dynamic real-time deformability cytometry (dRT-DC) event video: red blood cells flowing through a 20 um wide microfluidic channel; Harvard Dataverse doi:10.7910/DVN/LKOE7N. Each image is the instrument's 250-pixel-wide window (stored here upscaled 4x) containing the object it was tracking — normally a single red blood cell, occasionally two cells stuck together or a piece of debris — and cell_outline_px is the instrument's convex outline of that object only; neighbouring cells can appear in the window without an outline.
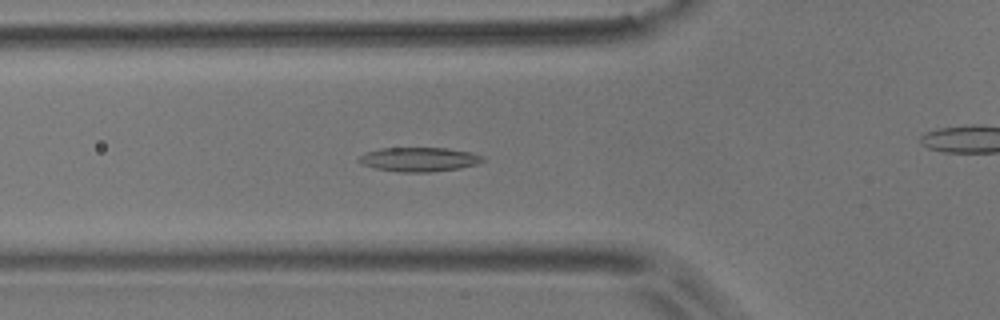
{"species": "common noctule bat (a hibernating species)", "species_latin": "Nyctalus noctula", "temperature_condition": "room temperature", "stored_images_in_passage": 50, "camera_frame_rate_fps": 3000, "um_per_image_px": 0.085, "animal": {"sex": "male", "body_mass_g": 17.9}, "frame": {"image": 1, "passage_image": 19, "time_ms": 6.0, "image_size_px": [1000, 320], "cell_outline_px": [[484, 160], [476, 164], [460, 168], [432, 172], [400, 172], [376, 168], [360, 164], [356, 160], [364, 152], [380, 148], [448, 148], [472, 152], [484, 156]], "centroid_in_image_um": [35.6, 13.54], "position_along_channel_um": 90.2, "area_um2": 17.63}}
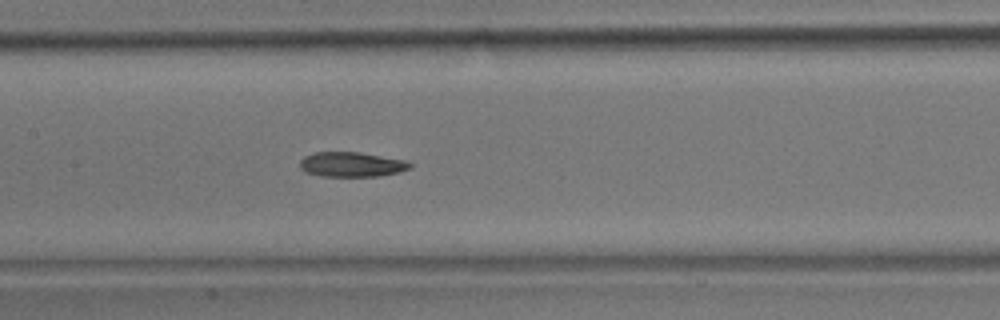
{"frame": {"image": 2, "passage_image": 26, "time_ms": 8.333, "image_size_px": [1000, 320], "cell_outline_px": [[412, 168], [400, 172], [380, 176], [320, 176], [304, 172], [300, 168], [300, 160], [304, 156], [312, 152], [360, 152], [404, 160], [412, 164]], "centroid_in_image_um": [29.87, 13.98], "position_along_channel_um": 177.5, "area_um2": 16.07}}
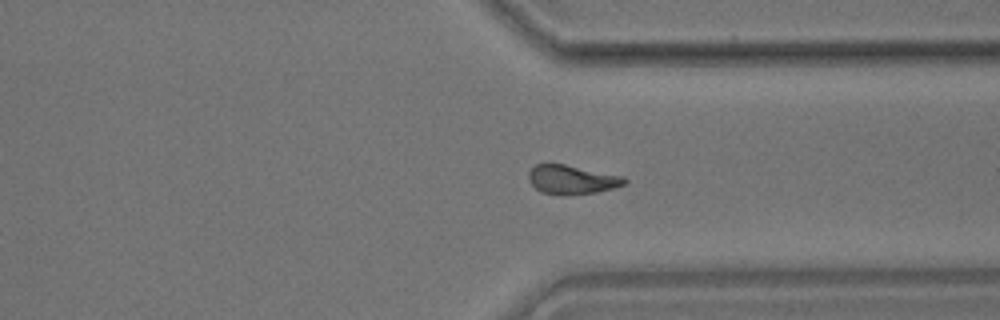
{"frame": {"image": 3, "passage_image": 41, "time_ms": 13.333, "image_size_px": [1000, 320], "cell_outline_px": [[628, 180], [624, 184], [612, 188], [596, 192], [560, 196], [540, 192], [528, 180], [528, 172], [536, 164], [564, 164], [624, 176]], "centroid_in_image_um": [48.58, 15.27], "position_along_channel_um": 362.8, "area_um2": 16.24}, "authors_computed_cell_mechanics": {"area_um2": 16.762, "velocity_mm_per_s": 3.7089, "shape_relaxation_time_tau1_ms": 8.2202, "shape_relaxation_time_tau2_ms": 4.0228, "deformation_change_tau1": 0.2039, "deformation_change_tau2": 0.1026}}